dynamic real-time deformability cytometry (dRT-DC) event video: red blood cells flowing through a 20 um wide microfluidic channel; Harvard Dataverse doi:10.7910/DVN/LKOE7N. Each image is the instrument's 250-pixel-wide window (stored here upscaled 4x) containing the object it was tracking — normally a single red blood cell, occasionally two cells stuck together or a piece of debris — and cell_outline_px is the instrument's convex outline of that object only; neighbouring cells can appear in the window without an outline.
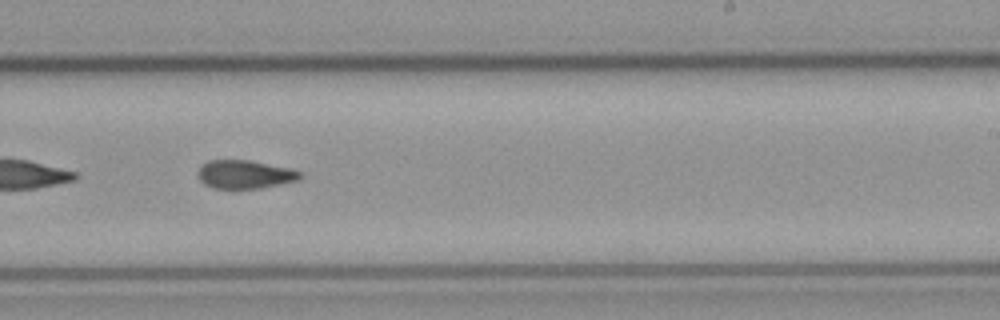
{"species": "common noctule bat (a hibernating species)", "species_latin": "Nyctalus noctula", "temperature_condition": "cold", "stored_images_in_passage": 50, "camera_frame_rate_fps": 3000, "um_per_image_px": 0.085, "animal": {"sex": "male", "body_mass_g": 23.1, "forearm_length_mm": 52.7}, "frame": {"image": 1, "passage_image": 29, "time_ms": 9.333, "image_size_px": [1000, 320], "cell_outline_px": [[304, 176], [300, 180], [260, 188], [212, 188], [204, 184], [196, 176], [196, 172], [200, 164], [208, 160], [248, 160], [292, 168], [300, 172]], "centroid_in_image_um": [20.79, 14.81], "position_along_channel_um": 268.2, "area_um2": 17.22}}
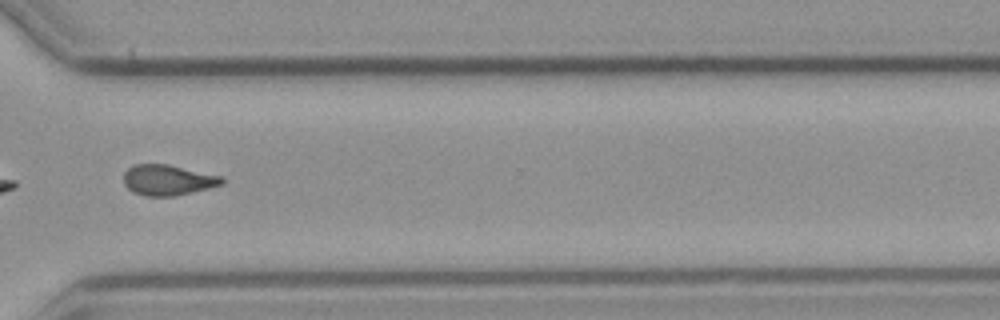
{"frame": {"image": 2, "passage_image": 36, "time_ms": 11.667, "image_size_px": [1000, 320], "cell_outline_px": [[224, 184], [192, 192], [172, 196], [148, 196], [132, 192], [124, 184], [124, 172], [128, 168], [136, 164], [168, 164], [224, 176]], "centroid_in_image_um": [14.29, 15.29], "position_along_channel_um": 356.3, "area_um2": 17.57}}
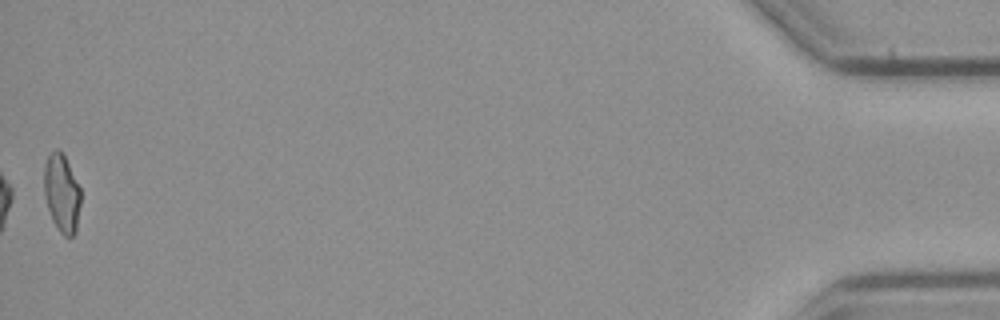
{"frame": {"image": 3, "passage_image": 50, "time_ms": 16.333, "image_size_px": [1000, 320], "cell_outline_px": [[80, 204], [76, 232], [72, 236], [64, 236], [60, 232], [52, 220], [48, 208], [44, 192], [44, 164], [48, 156], [56, 148], [64, 156], [80, 188]], "centroid_in_image_um": [5.24, 16.44], "position_along_channel_um": 430.0, "area_um2": 16.42}, "authors_computed_cell_mechanics": {"area_um2": 17.6579, "velocity_mm_per_s": 3.7887, "shape_relaxation_time_tau1_ms": 9.4849, "shape_relaxation_time_tau2_ms": 3.8285, "deformation_change_tau1": 0.1782, "deformation_change_tau2": 0.1072}}